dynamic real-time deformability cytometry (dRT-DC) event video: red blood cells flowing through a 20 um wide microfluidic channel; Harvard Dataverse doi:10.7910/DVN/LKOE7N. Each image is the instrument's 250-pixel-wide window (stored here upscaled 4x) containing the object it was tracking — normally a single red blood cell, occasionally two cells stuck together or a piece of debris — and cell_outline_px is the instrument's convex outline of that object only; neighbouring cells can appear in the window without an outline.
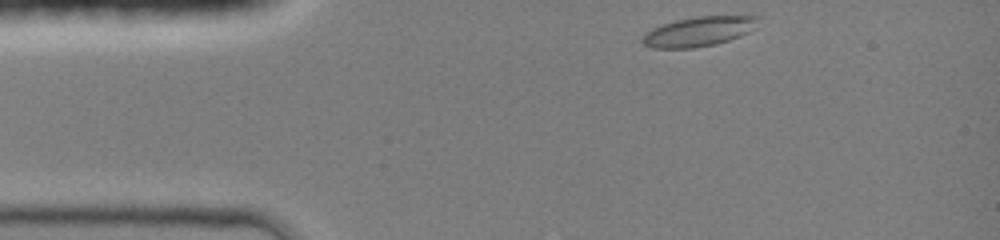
{"species": "common noctule bat (a hibernating species)", "species_latin": "Nyctalus noctula", "temperature_condition": "room temperature", "stored_images_in_passage": 23, "camera_frame_rate_fps": 3000, "um_per_image_px": 0.085, "animal": {"sex": "female", "body_mass_g": 19.0, "forearm_length_mm": 51.5}, "frame": {"image": 1, "passage_image": 1, "time_ms": 0.0, "image_size_px": [1000, 240], "cell_outline_px": [[760, 16], [756, 28], [740, 36], [716, 44], [692, 48], [652, 48], [644, 44], [640, 40], [644, 32], [652, 28], [676, 20], [696, 16]], "centroid_in_image_um": [59.38, 2.67], "position_along_channel_um": 25.6, "area_um2": 20.06}}
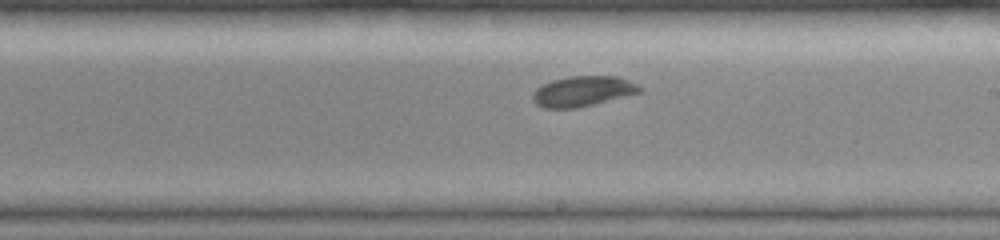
{"frame": {"image": 2, "passage_image": 14, "time_ms": 6.333, "image_size_px": [1000, 240], "cell_outline_px": [[644, 88], [640, 92], [576, 108], [544, 108], [536, 104], [532, 100], [532, 92], [536, 88], [552, 80], [568, 76], [616, 76], [628, 80]], "centroid_in_image_um": [49.49, 7.75], "position_along_channel_um": 239.5, "area_um2": 18.73}}
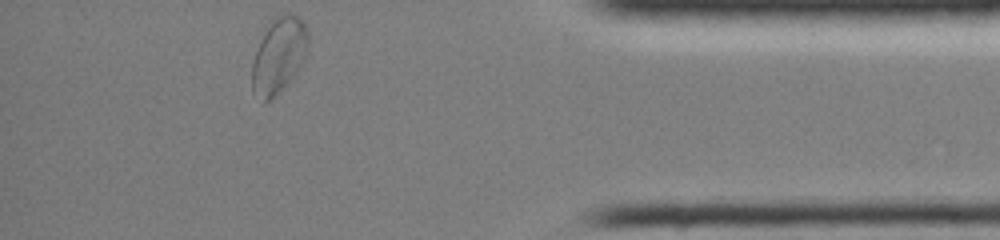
{"frame": {"image": 3, "passage_image": 23, "time_ms": 11.0, "image_size_px": [1000, 240], "cell_outline_px": [[308, 52], [304, 60], [296, 72], [268, 100], [264, 100], [252, 92], [252, 64], [260, 40], [268, 20], [276, 16], [288, 12], [304, 20], [308, 32]], "centroid_in_image_um": [23.71, 4.59], "position_along_channel_um": 411.5, "area_um2": 24.45}, "authors_computed_cell_mechanics": {"area_um2": 18.9584, "velocity_mm_per_s": 4.1931, "shape_relaxation_time_tau1_ms": 3.3778, "shape_relaxation_time_tau2_ms": null, "deformation_change_tau1": 0.0705, "deformation_change_tau2": null}}